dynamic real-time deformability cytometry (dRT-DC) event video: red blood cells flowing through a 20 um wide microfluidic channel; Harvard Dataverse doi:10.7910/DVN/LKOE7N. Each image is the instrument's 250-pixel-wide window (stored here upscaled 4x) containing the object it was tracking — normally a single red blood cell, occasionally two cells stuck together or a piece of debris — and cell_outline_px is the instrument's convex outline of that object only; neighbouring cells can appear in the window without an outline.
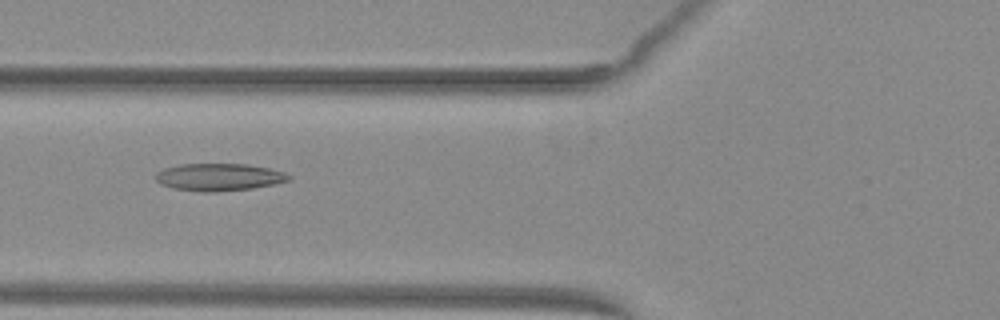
{"species": "common noctule bat (a hibernating species)", "species_latin": "Nyctalus noctula", "temperature_condition": "warm", "stored_images_in_passage": 52, "camera_frame_rate_fps": 3000, "um_per_image_px": 0.085, "animal": {"sex": "female", "body_mass_g": 29.2, "forearm_length_mm": 56.3}, "frame": {"image": 1, "passage_image": 21, "time_ms": 6.667, "image_size_px": [1000, 320], "cell_outline_px": [[292, 180], [252, 188], [216, 192], [204, 192], [172, 188], [160, 184], [156, 180], [156, 172], [164, 168], [180, 164], [248, 164], [268, 168], [284, 172], [292, 176]], "centroid_in_image_um": [18.61, 15.05], "position_along_channel_um": 107.2, "area_um2": 21.27}}
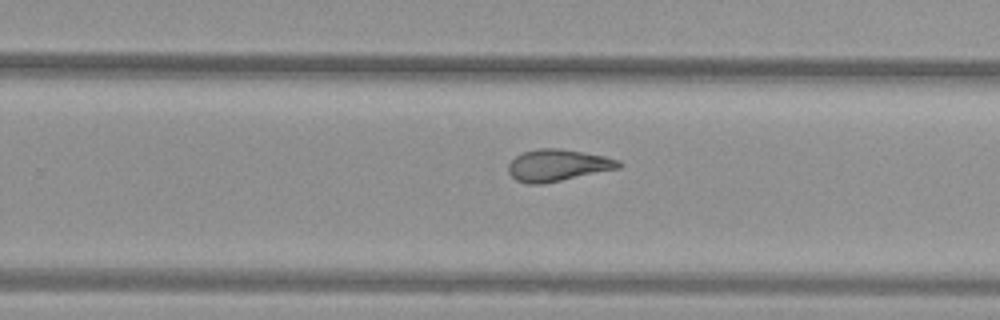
{"frame": {"image": 2, "passage_image": 34, "time_ms": 11.0, "image_size_px": [1000, 320], "cell_outline_px": [[624, 164], [620, 168], [544, 184], [528, 184], [516, 180], [508, 172], [508, 164], [516, 156], [524, 152], [536, 148], [560, 148], [584, 152], [604, 156], [620, 160]], "centroid_in_image_um": [47.42, 14.05], "position_along_channel_um": 282.4, "area_um2": 20.63}}
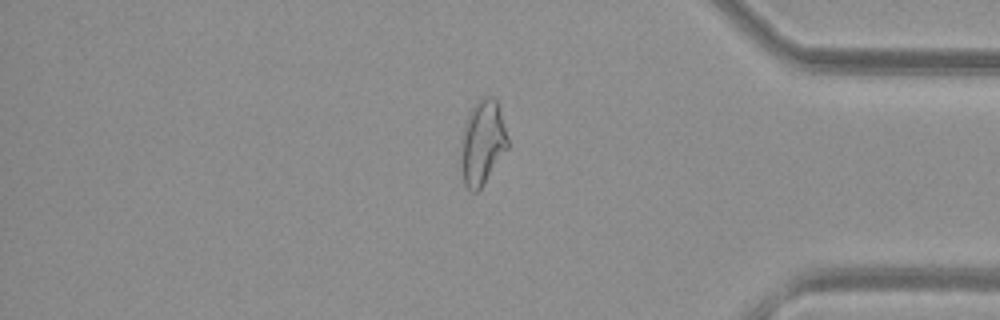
{"frame": {"image": 3, "passage_image": 44, "time_ms": 14.333, "image_size_px": [1000, 320], "cell_outline_px": [[508, 148], [480, 188], [476, 192], [472, 192], [464, 184], [460, 168], [460, 140], [464, 124], [476, 100], [480, 96], [492, 96], [496, 100], [500, 108], [508, 136]], "centroid_in_image_um": [40.98, 12.09], "position_along_channel_um": 394.2, "area_um2": 23.41}, "authors_computed_cell_mechanics": {"area_um2": 22.5131, "velocity_mm_per_s": 4.0515, "shape_relaxation_time_tau1_ms": null, "shape_relaxation_time_tau2_ms": 1.9926, "deformation_change_tau1": null, "deformation_change_tau2": 0.1061}}